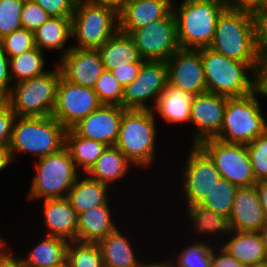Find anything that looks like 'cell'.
<instances>
[{
    "instance_id": "1",
    "label": "cell",
    "mask_w": 267,
    "mask_h": 267,
    "mask_svg": "<svg viewBox=\"0 0 267 267\" xmlns=\"http://www.w3.org/2000/svg\"><path fill=\"white\" fill-rule=\"evenodd\" d=\"M209 47L228 58L249 64L257 72L255 14L227 6L217 18Z\"/></svg>"
},
{
    "instance_id": "2",
    "label": "cell",
    "mask_w": 267,
    "mask_h": 267,
    "mask_svg": "<svg viewBox=\"0 0 267 267\" xmlns=\"http://www.w3.org/2000/svg\"><path fill=\"white\" fill-rule=\"evenodd\" d=\"M198 50L204 67L206 92L241 97L256 90V71L249 64L228 58L210 47ZM248 71L251 76L247 75Z\"/></svg>"
},
{
    "instance_id": "3",
    "label": "cell",
    "mask_w": 267,
    "mask_h": 267,
    "mask_svg": "<svg viewBox=\"0 0 267 267\" xmlns=\"http://www.w3.org/2000/svg\"><path fill=\"white\" fill-rule=\"evenodd\" d=\"M176 5L173 3L180 49L209 47L217 18L227 5L215 0H181L178 8Z\"/></svg>"
},
{
    "instance_id": "4",
    "label": "cell",
    "mask_w": 267,
    "mask_h": 267,
    "mask_svg": "<svg viewBox=\"0 0 267 267\" xmlns=\"http://www.w3.org/2000/svg\"><path fill=\"white\" fill-rule=\"evenodd\" d=\"M66 130L53 116H16L9 145L13 161L17 152H29L38 159L59 151L65 146Z\"/></svg>"
},
{
    "instance_id": "5",
    "label": "cell",
    "mask_w": 267,
    "mask_h": 267,
    "mask_svg": "<svg viewBox=\"0 0 267 267\" xmlns=\"http://www.w3.org/2000/svg\"><path fill=\"white\" fill-rule=\"evenodd\" d=\"M152 110L126 109L115 146L135 166L149 167L155 157L156 124Z\"/></svg>"
},
{
    "instance_id": "6",
    "label": "cell",
    "mask_w": 267,
    "mask_h": 267,
    "mask_svg": "<svg viewBox=\"0 0 267 267\" xmlns=\"http://www.w3.org/2000/svg\"><path fill=\"white\" fill-rule=\"evenodd\" d=\"M72 37L77 49H99L119 30L118 12L109 6L77 0L71 16Z\"/></svg>"
},
{
    "instance_id": "7",
    "label": "cell",
    "mask_w": 267,
    "mask_h": 267,
    "mask_svg": "<svg viewBox=\"0 0 267 267\" xmlns=\"http://www.w3.org/2000/svg\"><path fill=\"white\" fill-rule=\"evenodd\" d=\"M257 89L241 97H228L223 125L216 139L247 145L267 129V121L257 99Z\"/></svg>"
},
{
    "instance_id": "8",
    "label": "cell",
    "mask_w": 267,
    "mask_h": 267,
    "mask_svg": "<svg viewBox=\"0 0 267 267\" xmlns=\"http://www.w3.org/2000/svg\"><path fill=\"white\" fill-rule=\"evenodd\" d=\"M28 198H67L68 192L79 176L69 151L64 146L59 151L38 158Z\"/></svg>"
},
{
    "instance_id": "9",
    "label": "cell",
    "mask_w": 267,
    "mask_h": 267,
    "mask_svg": "<svg viewBox=\"0 0 267 267\" xmlns=\"http://www.w3.org/2000/svg\"><path fill=\"white\" fill-rule=\"evenodd\" d=\"M61 71L55 70L15 83L10 90V108L21 117L51 116L55 103Z\"/></svg>"
},
{
    "instance_id": "10",
    "label": "cell",
    "mask_w": 267,
    "mask_h": 267,
    "mask_svg": "<svg viewBox=\"0 0 267 267\" xmlns=\"http://www.w3.org/2000/svg\"><path fill=\"white\" fill-rule=\"evenodd\" d=\"M198 146L214 162L221 177L233 185L248 187L257 183L246 145L226 143L214 138L204 140Z\"/></svg>"
},
{
    "instance_id": "11",
    "label": "cell",
    "mask_w": 267,
    "mask_h": 267,
    "mask_svg": "<svg viewBox=\"0 0 267 267\" xmlns=\"http://www.w3.org/2000/svg\"><path fill=\"white\" fill-rule=\"evenodd\" d=\"M128 35L145 61L166 62L180 49L177 20L173 10L165 18L133 29Z\"/></svg>"
},
{
    "instance_id": "12",
    "label": "cell",
    "mask_w": 267,
    "mask_h": 267,
    "mask_svg": "<svg viewBox=\"0 0 267 267\" xmlns=\"http://www.w3.org/2000/svg\"><path fill=\"white\" fill-rule=\"evenodd\" d=\"M168 84L165 61H144L137 78L124 88L123 109L153 110L158 97ZM149 100L154 106L147 105Z\"/></svg>"
},
{
    "instance_id": "13",
    "label": "cell",
    "mask_w": 267,
    "mask_h": 267,
    "mask_svg": "<svg viewBox=\"0 0 267 267\" xmlns=\"http://www.w3.org/2000/svg\"><path fill=\"white\" fill-rule=\"evenodd\" d=\"M101 105L94 88L77 85L61 77L51 116L66 129H71Z\"/></svg>"
},
{
    "instance_id": "14",
    "label": "cell",
    "mask_w": 267,
    "mask_h": 267,
    "mask_svg": "<svg viewBox=\"0 0 267 267\" xmlns=\"http://www.w3.org/2000/svg\"><path fill=\"white\" fill-rule=\"evenodd\" d=\"M184 163L183 197L188 205L200 204L221 178L211 158L198 146L192 145Z\"/></svg>"
},
{
    "instance_id": "15",
    "label": "cell",
    "mask_w": 267,
    "mask_h": 267,
    "mask_svg": "<svg viewBox=\"0 0 267 267\" xmlns=\"http://www.w3.org/2000/svg\"><path fill=\"white\" fill-rule=\"evenodd\" d=\"M227 96L205 92L193 95L189 122L196 127L192 144L199 145L219 135L223 125Z\"/></svg>"
},
{
    "instance_id": "16",
    "label": "cell",
    "mask_w": 267,
    "mask_h": 267,
    "mask_svg": "<svg viewBox=\"0 0 267 267\" xmlns=\"http://www.w3.org/2000/svg\"><path fill=\"white\" fill-rule=\"evenodd\" d=\"M166 64L169 85L192 95L206 92L204 67L199 50L179 49Z\"/></svg>"
},
{
    "instance_id": "17",
    "label": "cell",
    "mask_w": 267,
    "mask_h": 267,
    "mask_svg": "<svg viewBox=\"0 0 267 267\" xmlns=\"http://www.w3.org/2000/svg\"><path fill=\"white\" fill-rule=\"evenodd\" d=\"M57 63L62 77L71 83L94 88L105 70L98 49H77L68 47Z\"/></svg>"
},
{
    "instance_id": "18",
    "label": "cell",
    "mask_w": 267,
    "mask_h": 267,
    "mask_svg": "<svg viewBox=\"0 0 267 267\" xmlns=\"http://www.w3.org/2000/svg\"><path fill=\"white\" fill-rule=\"evenodd\" d=\"M125 110L117 105H101L71 129L84 138L115 146Z\"/></svg>"
},
{
    "instance_id": "19",
    "label": "cell",
    "mask_w": 267,
    "mask_h": 267,
    "mask_svg": "<svg viewBox=\"0 0 267 267\" xmlns=\"http://www.w3.org/2000/svg\"><path fill=\"white\" fill-rule=\"evenodd\" d=\"M228 219L232 231L260 232L265 226L267 218L255 185L238 187Z\"/></svg>"
},
{
    "instance_id": "20",
    "label": "cell",
    "mask_w": 267,
    "mask_h": 267,
    "mask_svg": "<svg viewBox=\"0 0 267 267\" xmlns=\"http://www.w3.org/2000/svg\"><path fill=\"white\" fill-rule=\"evenodd\" d=\"M173 1L129 0L118 12L119 31L129 34L133 29L165 18L173 10Z\"/></svg>"
},
{
    "instance_id": "21",
    "label": "cell",
    "mask_w": 267,
    "mask_h": 267,
    "mask_svg": "<svg viewBox=\"0 0 267 267\" xmlns=\"http://www.w3.org/2000/svg\"><path fill=\"white\" fill-rule=\"evenodd\" d=\"M44 224L48 236L60 237L69 242L76 241L78 214L67 198L43 200Z\"/></svg>"
},
{
    "instance_id": "22",
    "label": "cell",
    "mask_w": 267,
    "mask_h": 267,
    "mask_svg": "<svg viewBox=\"0 0 267 267\" xmlns=\"http://www.w3.org/2000/svg\"><path fill=\"white\" fill-rule=\"evenodd\" d=\"M108 202L78 214L76 241L98 243L118 228L111 219Z\"/></svg>"
},
{
    "instance_id": "23",
    "label": "cell",
    "mask_w": 267,
    "mask_h": 267,
    "mask_svg": "<svg viewBox=\"0 0 267 267\" xmlns=\"http://www.w3.org/2000/svg\"><path fill=\"white\" fill-rule=\"evenodd\" d=\"M228 235L232 238L224 242L221 247L239 262L250 266L267 261V254L259 232L231 230Z\"/></svg>"
},
{
    "instance_id": "24",
    "label": "cell",
    "mask_w": 267,
    "mask_h": 267,
    "mask_svg": "<svg viewBox=\"0 0 267 267\" xmlns=\"http://www.w3.org/2000/svg\"><path fill=\"white\" fill-rule=\"evenodd\" d=\"M104 267H143L146 262L136 258L128 237L120 229L109 233L99 242Z\"/></svg>"
},
{
    "instance_id": "25",
    "label": "cell",
    "mask_w": 267,
    "mask_h": 267,
    "mask_svg": "<svg viewBox=\"0 0 267 267\" xmlns=\"http://www.w3.org/2000/svg\"><path fill=\"white\" fill-rule=\"evenodd\" d=\"M192 98L193 95L190 92L167 84L152 111L161 115L164 121L170 124L188 123Z\"/></svg>"
},
{
    "instance_id": "26",
    "label": "cell",
    "mask_w": 267,
    "mask_h": 267,
    "mask_svg": "<svg viewBox=\"0 0 267 267\" xmlns=\"http://www.w3.org/2000/svg\"><path fill=\"white\" fill-rule=\"evenodd\" d=\"M108 189V185L89 176H85L82 180L78 176L68 192L67 199L76 213L80 214L93 207L105 204L108 201Z\"/></svg>"
},
{
    "instance_id": "27",
    "label": "cell",
    "mask_w": 267,
    "mask_h": 267,
    "mask_svg": "<svg viewBox=\"0 0 267 267\" xmlns=\"http://www.w3.org/2000/svg\"><path fill=\"white\" fill-rule=\"evenodd\" d=\"M131 165L133 166L116 146H107L86 174L110 186L112 182L125 177Z\"/></svg>"
},
{
    "instance_id": "28",
    "label": "cell",
    "mask_w": 267,
    "mask_h": 267,
    "mask_svg": "<svg viewBox=\"0 0 267 267\" xmlns=\"http://www.w3.org/2000/svg\"><path fill=\"white\" fill-rule=\"evenodd\" d=\"M105 70H113L116 65L145 61L141 58L133 39L117 31L99 49Z\"/></svg>"
},
{
    "instance_id": "29",
    "label": "cell",
    "mask_w": 267,
    "mask_h": 267,
    "mask_svg": "<svg viewBox=\"0 0 267 267\" xmlns=\"http://www.w3.org/2000/svg\"><path fill=\"white\" fill-rule=\"evenodd\" d=\"M69 241L54 236H45L33 247L26 259L18 257L21 267H50L67 258Z\"/></svg>"
},
{
    "instance_id": "30",
    "label": "cell",
    "mask_w": 267,
    "mask_h": 267,
    "mask_svg": "<svg viewBox=\"0 0 267 267\" xmlns=\"http://www.w3.org/2000/svg\"><path fill=\"white\" fill-rule=\"evenodd\" d=\"M65 147L70 153L76 168L82 167L87 173L102 155L107 145L93 139H87L77 135L72 129L65 133Z\"/></svg>"
},
{
    "instance_id": "31",
    "label": "cell",
    "mask_w": 267,
    "mask_h": 267,
    "mask_svg": "<svg viewBox=\"0 0 267 267\" xmlns=\"http://www.w3.org/2000/svg\"><path fill=\"white\" fill-rule=\"evenodd\" d=\"M72 37L71 17L51 16L34 33L35 46L40 50L63 49Z\"/></svg>"
},
{
    "instance_id": "32",
    "label": "cell",
    "mask_w": 267,
    "mask_h": 267,
    "mask_svg": "<svg viewBox=\"0 0 267 267\" xmlns=\"http://www.w3.org/2000/svg\"><path fill=\"white\" fill-rule=\"evenodd\" d=\"M188 217L196 234L219 236L230 233L229 219L200 204L187 206Z\"/></svg>"
},
{
    "instance_id": "33",
    "label": "cell",
    "mask_w": 267,
    "mask_h": 267,
    "mask_svg": "<svg viewBox=\"0 0 267 267\" xmlns=\"http://www.w3.org/2000/svg\"><path fill=\"white\" fill-rule=\"evenodd\" d=\"M43 51L34 48L21 55L9 58V67L12 81L15 83L41 76L48 71L44 70L45 58Z\"/></svg>"
},
{
    "instance_id": "34",
    "label": "cell",
    "mask_w": 267,
    "mask_h": 267,
    "mask_svg": "<svg viewBox=\"0 0 267 267\" xmlns=\"http://www.w3.org/2000/svg\"><path fill=\"white\" fill-rule=\"evenodd\" d=\"M237 189V186L221 177L200 205L229 218Z\"/></svg>"
},
{
    "instance_id": "35",
    "label": "cell",
    "mask_w": 267,
    "mask_h": 267,
    "mask_svg": "<svg viewBox=\"0 0 267 267\" xmlns=\"http://www.w3.org/2000/svg\"><path fill=\"white\" fill-rule=\"evenodd\" d=\"M70 267H104L98 243L71 241L67 248Z\"/></svg>"
},
{
    "instance_id": "36",
    "label": "cell",
    "mask_w": 267,
    "mask_h": 267,
    "mask_svg": "<svg viewBox=\"0 0 267 267\" xmlns=\"http://www.w3.org/2000/svg\"><path fill=\"white\" fill-rule=\"evenodd\" d=\"M208 243L201 241L183 248L175 262H169L171 267H212V250Z\"/></svg>"
},
{
    "instance_id": "37",
    "label": "cell",
    "mask_w": 267,
    "mask_h": 267,
    "mask_svg": "<svg viewBox=\"0 0 267 267\" xmlns=\"http://www.w3.org/2000/svg\"><path fill=\"white\" fill-rule=\"evenodd\" d=\"M94 91L102 105H117L122 107L124 88L110 71L104 70L98 78Z\"/></svg>"
},
{
    "instance_id": "38",
    "label": "cell",
    "mask_w": 267,
    "mask_h": 267,
    "mask_svg": "<svg viewBox=\"0 0 267 267\" xmlns=\"http://www.w3.org/2000/svg\"><path fill=\"white\" fill-rule=\"evenodd\" d=\"M25 0H0V39L22 28L21 12Z\"/></svg>"
},
{
    "instance_id": "39",
    "label": "cell",
    "mask_w": 267,
    "mask_h": 267,
    "mask_svg": "<svg viewBox=\"0 0 267 267\" xmlns=\"http://www.w3.org/2000/svg\"><path fill=\"white\" fill-rule=\"evenodd\" d=\"M246 146L256 181H267V129Z\"/></svg>"
},
{
    "instance_id": "40",
    "label": "cell",
    "mask_w": 267,
    "mask_h": 267,
    "mask_svg": "<svg viewBox=\"0 0 267 267\" xmlns=\"http://www.w3.org/2000/svg\"><path fill=\"white\" fill-rule=\"evenodd\" d=\"M0 44L8 58L23 54L36 48L34 33L20 28L0 39Z\"/></svg>"
},
{
    "instance_id": "41",
    "label": "cell",
    "mask_w": 267,
    "mask_h": 267,
    "mask_svg": "<svg viewBox=\"0 0 267 267\" xmlns=\"http://www.w3.org/2000/svg\"><path fill=\"white\" fill-rule=\"evenodd\" d=\"M51 16L37 3L25 0L21 12V25L33 33L43 25Z\"/></svg>"
},
{
    "instance_id": "42",
    "label": "cell",
    "mask_w": 267,
    "mask_h": 267,
    "mask_svg": "<svg viewBox=\"0 0 267 267\" xmlns=\"http://www.w3.org/2000/svg\"><path fill=\"white\" fill-rule=\"evenodd\" d=\"M41 6L50 16L71 17L77 0H32Z\"/></svg>"
},
{
    "instance_id": "43",
    "label": "cell",
    "mask_w": 267,
    "mask_h": 267,
    "mask_svg": "<svg viewBox=\"0 0 267 267\" xmlns=\"http://www.w3.org/2000/svg\"><path fill=\"white\" fill-rule=\"evenodd\" d=\"M257 56L259 63L267 60V10L255 14Z\"/></svg>"
},
{
    "instance_id": "44",
    "label": "cell",
    "mask_w": 267,
    "mask_h": 267,
    "mask_svg": "<svg viewBox=\"0 0 267 267\" xmlns=\"http://www.w3.org/2000/svg\"><path fill=\"white\" fill-rule=\"evenodd\" d=\"M144 61L132 62L130 64L116 65L110 70L115 79L125 88L129 83L134 81L142 67Z\"/></svg>"
},
{
    "instance_id": "45",
    "label": "cell",
    "mask_w": 267,
    "mask_h": 267,
    "mask_svg": "<svg viewBox=\"0 0 267 267\" xmlns=\"http://www.w3.org/2000/svg\"><path fill=\"white\" fill-rule=\"evenodd\" d=\"M16 114L9 107L0 113V145L9 146L12 137V127Z\"/></svg>"
},
{
    "instance_id": "46",
    "label": "cell",
    "mask_w": 267,
    "mask_h": 267,
    "mask_svg": "<svg viewBox=\"0 0 267 267\" xmlns=\"http://www.w3.org/2000/svg\"><path fill=\"white\" fill-rule=\"evenodd\" d=\"M218 251L212 250V267H248L239 262L222 247Z\"/></svg>"
},
{
    "instance_id": "47",
    "label": "cell",
    "mask_w": 267,
    "mask_h": 267,
    "mask_svg": "<svg viewBox=\"0 0 267 267\" xmlns=\"http://www.w3.org/2000/svg\"><path fill=\"white\" fill-rule=\"evenodd\" d=\"M230 7L256 14L267 10V0H231Z\"/></svg>"
},
{
    "instance_id": "48",
    "label": "cell",
    "mask_w": 267,
    "mask_h": 267,
    "mask_svg": "<svg viewBox=\"0 0 267 267\" xmlns=\"http://www.w3.org/2000/svg\"><path fill=\"white\" fill-rule=\"evenodd\" d=\"M11 81L9 58L0 44V89L10 91L9 83Z\"/></svg>"
},
{
    "instance_id": "49",
    "label": "cell",
    "mask_w": 267,
    "mask_h": 267,
    "mask_svg": "<svg viewBox=\"0 0 267 267\" xmlns=\"http://www.w3.org/2000/svg\"><path fill=\"white\" fill-rule=\"evenodd\" d=\"M256 77L257 91L259 94L267 96V60L259 63Z\"/></svg>"
},
{
    "instance_id": "50",
    "label": "cell",
    "mask_w": 267,
    "mask_h": 267,
    "mask_svg": "<svg viewBox=\"0 0 267 267\" xmlns=\"http://www.w3.org/2000/svg\"><path fill=\"white\" fill-rule=\"evenodd\" d=\"M255 186L259 196V201L267 218V181H258Z\"/></svg>"
},
{
    "instance_id": "51",
    "label": "cell",
    "mask_w": 267,
    "mask_h": 267,
    "mask_svg": "<svg viewBox=\"0 0 267 267\" xmlns=\"http://www.w3.org/2000/svg\"><path fill=\"white\" fill-rule=\"evenodd\" d=\"M92 3L101 4L104 6H109L114 8L119 12L129 0H87Z\"/></svg>"
},
{
    "instance_id": "52",
    "label": "cell",
    "mask_w": 267,
    "mask_h": 267,
    "mask_svg": "<svg viewBox=\"0 0 267 267\" xmlns=\"http://www.w3.org/2000/svg\"><path fill=\"white\" fill-rule=\"evenodd\" d=\"M12 160L9 146L0 145V171L6 169Z\"/></svg>"
},
{
    "instance_id": "53",
    "label": "cell",
    "mask_w": 267,
    "mask_h": 267,
    "mask_svg": "<svg viewBox=\"0 0 267 267\" xmlns=\"http://www.w3.org/2000/svg\"><path fill=\"white\" fill-rule=\"evenodd\" d=\"M13 253L8 252L0 259V267H20L17 257L12 256Z\"/></svg>"
},
{
    "instance_id": "54",
    "label": "cell",
    "mask_w": 267,
    "mask_h": 267,
    "mask_svg": "<svg viewBox=\"0 0 267 267\" xmlns=\"http://www.w3.org/2000/svg\"><path fill=\"white\" fill-rule=\"evenodd\" d=\"M10 107V91L0 89V113Z\"/></svg>"
},
{
    "instance_id": "55",
    "label": "cell",
    "mask_w": 267,
    "mask_h": 267,
    "mask_svg": "<svg viewBox=\"0 0 267 267\" xmlns=\"http://www.w3.org/2000/svg\"><path fill=\"white\" fill-rule=\"evenodd\" d=\"M143 267H171V265L169 264L167 259H166V261H164V259H163V261H161L159 263H158V261L155 263H152V262L149 263L148 262Z\"/></svg>"
},
{
    "instance_id": "56",
    "label": "cell",
    "mask_w": 267,
    "mask_h": 267,
    "mask_svg": "<svg viewBox=\"0 0 267 267\" xmlns=\"http://www.w3.org/2000/svg\"><path fill=\"white\" fill-rule=\"evenodd\" d=\"M259 233L262 237L265 252L267 254V223L265 224V226L261 229V231Z\"/></svg>"
},
{
    "instance_id": "57",
    "label": "cell",
    "mask_w": 267,
    "mask_h": 267,
    "mask_svg": "<svg viewBox=\"0 0 267 267\" xmlns=\"http://www.w3.org/2000/svg\"><path fill=\"white\" fill-rule=\"evenodd\" d=\"M6 247V241H4V239L2 238H0V259L5 255V254H7L8 252L7 251H9V250H4V248Z\"/></svg>"
},
{
    "instance_id": "58",
    "label": "cell",
    "mask_w": 267,
    "mask_h": 267,
    "mask_svg": "<svg viewBox=\"0 0 267 267\" xmlns=\"http://www.w3.org/2000/svg\"><path fill=\"white\" fill-rule=\"evenodd\" d=\"M50 267H70V263H69L68 259L66 258L61 263H58V264H55V265H51Z\"/></svg>"
},
{
    "instance_id": "59",
    "label": "cell",
    "mask_w": 267,
    "mask_h": 267,
    "mask_svg": "<svg viewBox=\"0 0 267 267\" xmlns=\"http://www.w3.org/2000/svg\"><path fill=\"white\" fill-rule=\"evenodd\" d=\"M248 267H267V261L266 262H263V263H258V264L250 265Z\"/></svg>"
},
{
    "instance_id": "60",
    "label": "cell",
    "mask_w": 267,
    "mask_h": 267,
    "mask_svg": "<svg viewBox=\"0 0 267 267\" xmlns=\"http://www.w3.org/2000/svg\"><path fill=\"white\" fill-rule=\"evenodd\" d=\"M215 1H220L224 4H226L227 6H230V4H231V0H215Z\"/></svg>"
}]
</instances>
